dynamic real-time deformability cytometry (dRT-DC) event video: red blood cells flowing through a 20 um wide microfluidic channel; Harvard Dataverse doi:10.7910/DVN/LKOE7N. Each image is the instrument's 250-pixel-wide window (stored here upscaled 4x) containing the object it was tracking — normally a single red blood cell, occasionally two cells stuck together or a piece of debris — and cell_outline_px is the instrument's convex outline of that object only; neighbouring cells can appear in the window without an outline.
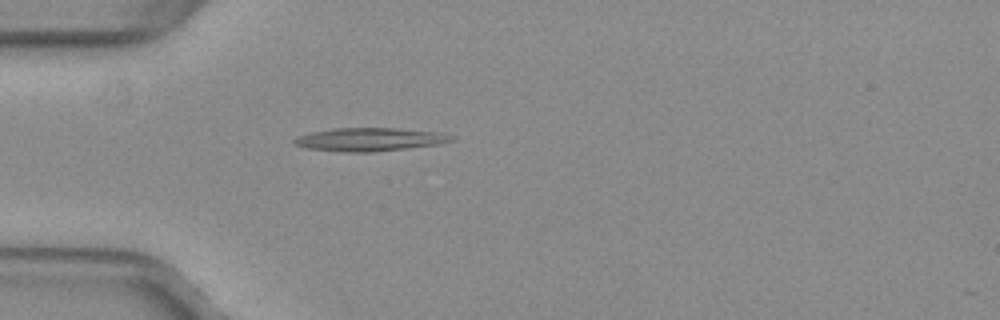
{"species": "common noctule bat (a hibernating species)", "species_latin": "Nyctalus noctula", "temperature_condition": "warm", "stored_images_in_passage": 33, "segment_of_instrument_passage": [1, 2], "camera_frame_rate_fps": 3000, "um_per_image_px": 0.085, "animal": {"sex": "female", "body_mass_g": 29.2, "forearm_length_mm": 56.3}, "frame": {"image": 1, "passage_image": 2, "time_ms": 0.333, "image_size_px": [1000, 320], "cell_outline_px": [[456, 140], [440, 144], [408, 148], [372, 152], [344, 152], [308, 148], [296, 144], [292, 140], [300, 136], [312, 132], [336, 128], [396, 128], [440, 132], [456, 136]], "centroid_in_image_um": [31.53, 11.85], "position_along_channel_um": 53.5, "area_um2": 21.27}}
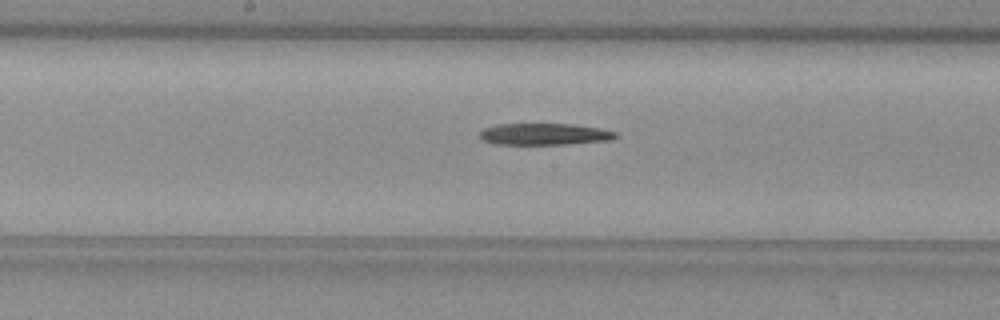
{"frame": {"image": 2, "passage_image": 14, "time_ms": 4.333, "image_size_px": [1000, 320], "cell_outline_px": [[616, 136], [608, 140], [568, 144], [496, 144], [480, 140], [480, 132], [484, 128], [496, 124], [572, 124], [600, 128], [616, 132]], "centroid_in_image_um": [46.22, 11.4], "position_along_channel_um": 202.0, "area_um2": 17.05}}
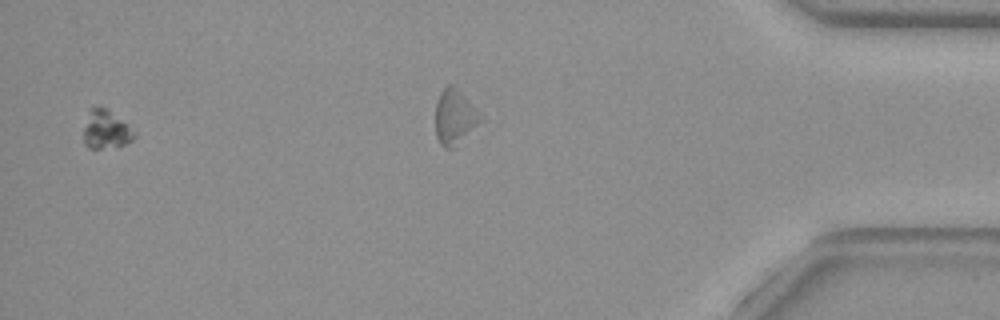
{"frame": {"image": 3, "passage_image": 31, "time_ms": 10.0, "image_size_px": [1000, 320], "cell_outline_px": [[136, 136], [132, 140], [124, 144], [100, 148], [88, 148], [84, 144], [84, 128], [88, 108], [100, 104], [108, 108], [136, 132]], "centroid_in_image_um": [8.98, 10.95], "position_along_channel_um": 426.2, "area_um2": 11.56}}